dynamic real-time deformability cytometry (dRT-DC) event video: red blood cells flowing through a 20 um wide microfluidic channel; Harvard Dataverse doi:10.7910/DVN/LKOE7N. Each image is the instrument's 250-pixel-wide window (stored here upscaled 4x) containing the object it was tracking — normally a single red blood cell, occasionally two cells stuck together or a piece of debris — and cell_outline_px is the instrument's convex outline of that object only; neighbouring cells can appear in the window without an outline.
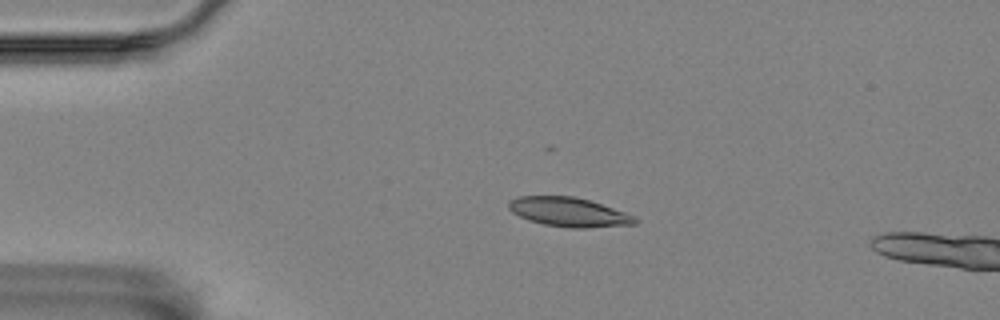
{"species": "Egyptian fruit bat (a non-hibernating species)", "species_latin": "Rousettus aegyptiacus", "temperature_condition": "room temperature", "stored_images_in_passage": 15, "camera_frame_rate_fps": 3000, "um_per_image_px": 0.085, "animal": {"sex": "female"}, "frame": {"image": 1, "passage_image": 1, "time_ms": 0.0, "image_size_px": [1000, 320], "cell_outline_px": [[640, 220], [636, 224], [588, 228], [568, 228], [544, 224], [528, 220], [512, 212], [508, 208], [508, 204], [512, 200], [520, 196], [572, 196], [588, 200], [624, 212]], "centroid_in_image_um": [48.35, 18.04], "position_along_channel_um": 36.7, "area_um2": 21.27}}
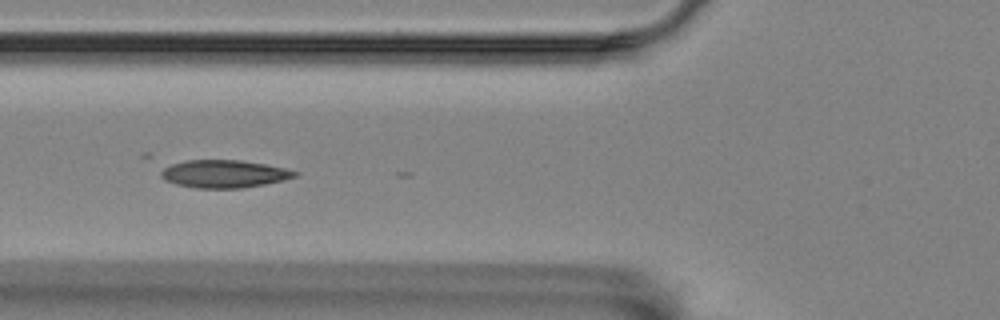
{"frame": {"image": 2, "passage_image": 10, "time_ms": 3.0, "image_size_px": [1000, 320], "cell_outline_px": [[300, 172], [296, 176], [284, 180], [264, 184], [240, 188], [196, 188], [176, 184], [164, 180], [160, 176], [160, 172], [164, 168], [172, 164], [188, 160], [240, 160], [264, 164], [284, 168]], "centroid_in_image_um": [19.04, 14.78], "position_along_channel_um": 106.8, "area_um2": 21.5}}
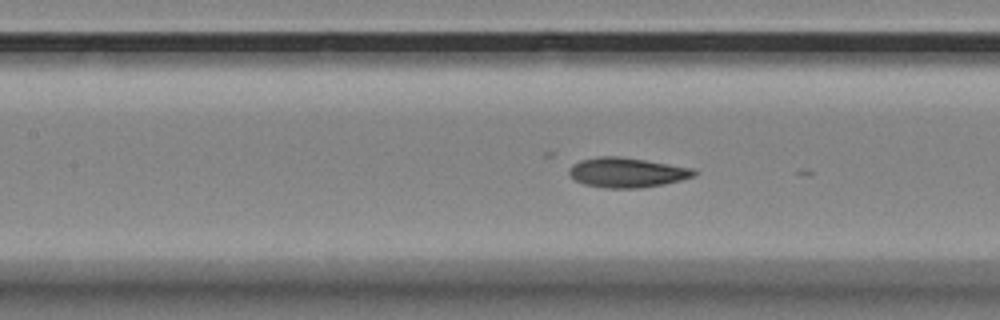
{"frame": {"image": 3, "passage_image": 14, "time_ms": 4.333, "image_size_px": [1000, 320], "cell_outline_px": [[696, 176], [664, 184], [640, 188], [604, 188], [584, 184], [576, 180], [568, 172], [568, 168], [572, 164], [580, 160], [596, 156], [620, 156], [696, 168]], "centroid_in_image_um": [53.3, 14.65], "position_along_channel_um": 154.1, "area_um2": 21.91}}